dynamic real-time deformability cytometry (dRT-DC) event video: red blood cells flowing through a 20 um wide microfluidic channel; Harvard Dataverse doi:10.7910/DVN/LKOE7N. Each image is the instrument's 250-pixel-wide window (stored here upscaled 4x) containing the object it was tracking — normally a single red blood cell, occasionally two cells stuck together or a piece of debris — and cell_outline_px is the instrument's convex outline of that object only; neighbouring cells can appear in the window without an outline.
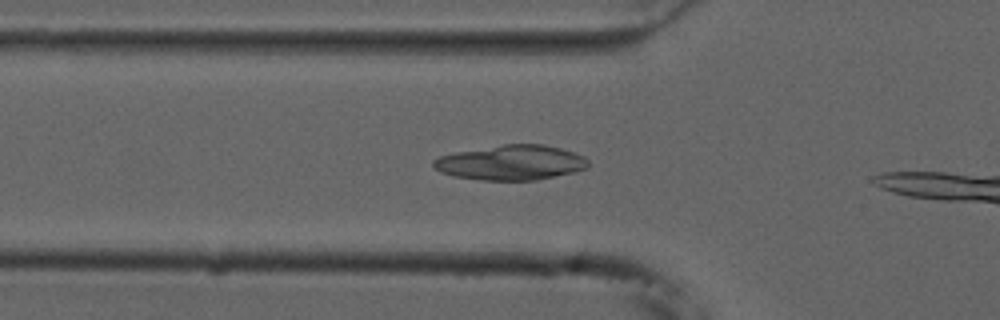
{"species": "common noctule bat (a hibernating species)", "species_latin": "Nyctalus noctula", "temperature_condition": "cold", "stored_images_in_passage": 13, "camera_frame_rate_fps": 3000, "um_per_image_px": 0.085, "animal": {"sex": "male", "forearm_length_mm": 52.5}, "frame": {"image": 1, "passage_image": 8, "time_ms": 2.333, "image_size_px": [1000, 320], "cell_outline_px": [[588, 168], [576, 172], [536, 180], [480, 180], [452, 176], [440, 172], [432, 164], [432, 160], [440, 156], [456, 152], [504, 144], [544, 144], [560, 148], [584, 156], [588, 160]], "centroid_in_image_um": [43.45, 13.83], "position_along_channel_um": 82.4, "area_um2": 31.56}}
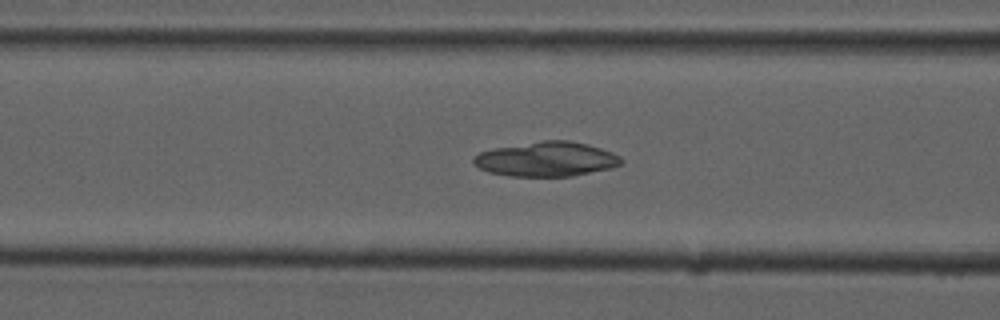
{"frame": {"image": 2, "passage_image": 11, "time_ms": 3.333, "image_size_px": [1000, 320], "cell_outline_px": [[624, 160], [620, 164], [612, 168], [572, 176], [508, 176], [488, 172], [480, 168], [472, 160], [472, 156], [480, 152], [492, 148], [544, 140], [568, 140], [588, 144], [600, 148], [620, 156]], "centroid_in_image_um": [46.43, 13.52], "position_along_channel_um": 120.2, "area_um2": 29.82}}